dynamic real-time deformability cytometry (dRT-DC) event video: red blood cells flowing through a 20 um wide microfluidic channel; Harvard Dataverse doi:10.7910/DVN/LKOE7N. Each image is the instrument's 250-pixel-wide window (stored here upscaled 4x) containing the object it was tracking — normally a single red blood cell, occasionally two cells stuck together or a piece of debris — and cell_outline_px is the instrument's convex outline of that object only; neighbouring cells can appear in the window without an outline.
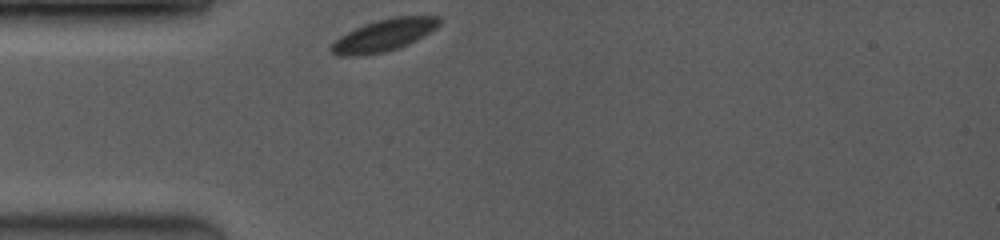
{"species": "common noctule bat (a hibernating species)", "species_latin": "Nyctalus noctula", "temperature_condition": "room temperature", "stored_images_in_passage": 45, "camera_frame_rate_fps": 3500, "um_per_image_px": 0.085, "animal": {"sex": "female", "body_mass_g": 19.0, "forearm_length_mm": 53.3}, "frame": {"image": 1, "passage_image": 1, "time_ms": 0.0, "image_size_px": [1000, 240], "cell_outline_px": [[440, 24], [436, 28], [416, 40], [408, 44], [384, 52], [360, 56], [336, 56], [328, 48], [340, 36], [364, 24], [376, 20], [396, 16], [440, 16]], "centroid_in_image_um": [32.61, 3.0], "position_along_channel_um": 52.4, "area_um2": 20.06}}
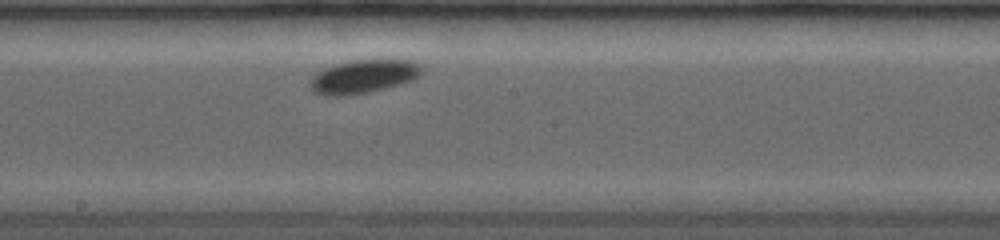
{"frame": {"image": 2, "passage_image": 27, "time_ms": 4.571, "image_size_px": [1000, 240], "cell_outline_px": [[420, 72], [412, 80], [400, 84], [368, 92], [344, 96], [324, 96], [316, 92], [312, 88], [312, 76], [316, 72], [336, 64], [352, 60], [408, 60], [420, 64]], "centroid_in_image_um": [30.86, 6.51], "position_along_channel_um": 217.3, "area_um2": 21.27}}
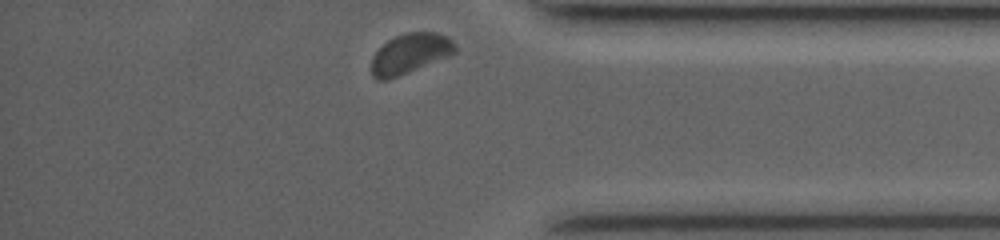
{"frame": {"image": 3, "passage_image": 45, "time_ms": 9.429, "image_size_px": [1000, 240], "cell_outline_px": [[456, 52], [448, 56], [388, 80], [376, 80], [372, 76], [372, 56], [388, 40], [396, 36], [408, 32], [436, 32], [448, 36], [456, 44]], "centroid_in_image_um": [34.86, 4.55], "position_along_channel_um": 400.3, "area_um2": 19.36}, "authors_computed_cell_mechanics": {"area_um2": 20.9236, "velocity_mm_per_s": 3.8078, "shape_relaxation_time_tau1_ms": 1.0805, "shape_relaxation_time_tau2_ms": null, "deformation_change_tau1": 0.0262, "deformation_change_tau2": null}}